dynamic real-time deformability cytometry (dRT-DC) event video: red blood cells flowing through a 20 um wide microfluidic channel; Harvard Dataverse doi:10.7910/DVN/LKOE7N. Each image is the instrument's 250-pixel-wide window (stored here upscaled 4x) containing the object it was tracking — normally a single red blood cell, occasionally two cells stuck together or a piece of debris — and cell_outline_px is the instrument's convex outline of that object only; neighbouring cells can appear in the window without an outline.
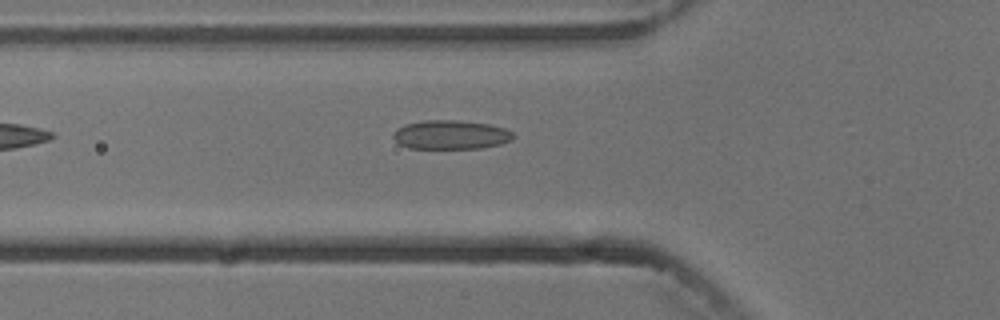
{"species": "common noctule bat (a hibernating species)", "species_latin": "Nyctalus noctula", "temperature_condition": "cold", "stored_images_in_passage": 6, "camera_frame_rate_fps": 3000, "um_per_image_px": 0.085, "animal": {"sex": "male", "body_mass_g": 13.3}, "frame": {"image": 1, "passage_image": 6, "time_ms": 5.667, "image_size_px": [1000, 320], "cell_outline_px": [[516, 136], [512, 140], [500, 144], [480, 148], [408, 148], [400, 144], [392, 136], [396, 128], [404, 124], [424, 120], [456, 120], [492, 124], [504, 128], [512, 132]], "centroid_in_image_um": [38.33, 11.44], "position_along_channel_um": 87.5, "area_um2": 20.4}}